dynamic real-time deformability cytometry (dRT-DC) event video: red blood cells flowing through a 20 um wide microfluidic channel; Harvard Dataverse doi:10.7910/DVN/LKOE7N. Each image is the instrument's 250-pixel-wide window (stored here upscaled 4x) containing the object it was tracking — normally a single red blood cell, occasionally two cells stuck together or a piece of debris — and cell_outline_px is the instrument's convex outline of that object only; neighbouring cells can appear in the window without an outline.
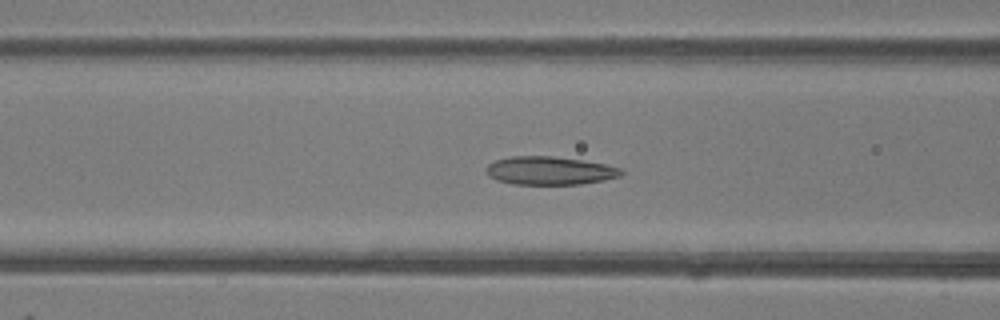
{"species": "common noctule bat (a hibernating species)", "species_latin": "Nyctalus noctula", "temperature_condition": "room temperature", "stored_images_in_passage": 50, "camera_frame_rate_fps": 3000, "um_per_image_px": 0.085, "animal": {"sex": "female"}, "frame": {"image": 1, "passage_image": 20, "time_ms": 6.333, "image_size_px": [1000, 320], "cell_outline_px": [[624, 172], [620, 176], [604, 180], [580, 184], [512, 184], [496, 180], [488, 176], [488, 164], [496, 160], [508, 156], [552, 156], [580, 160], [604, 164], [624, 168]], "centroid_in_image_um": [46.74, 14.5], "position_along_channel_um": 119.9, "area_um2": 22.2}}
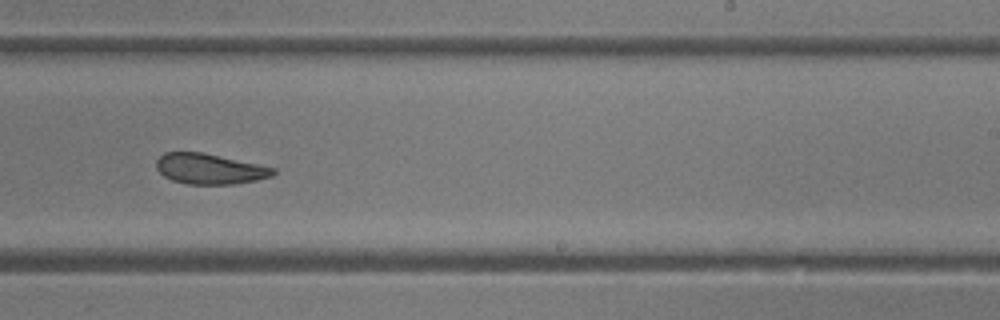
{"frame": {"image": 2, "passage_image": 31, "time_ms": 10.0, "image_size_px": [1000, 320], "cell_outline_px": [[276, 172], [272, 176], [256, 180], [236, 184], [188, 184], [172, 180], [164, 176], [156, 168], [156, 160], [164, 152], [204, 152], [276, 168]], "centroid_in_image_um": [17.82, 14.35], "position_along_channel_um": 271.2, "area_um2": 20.81}}
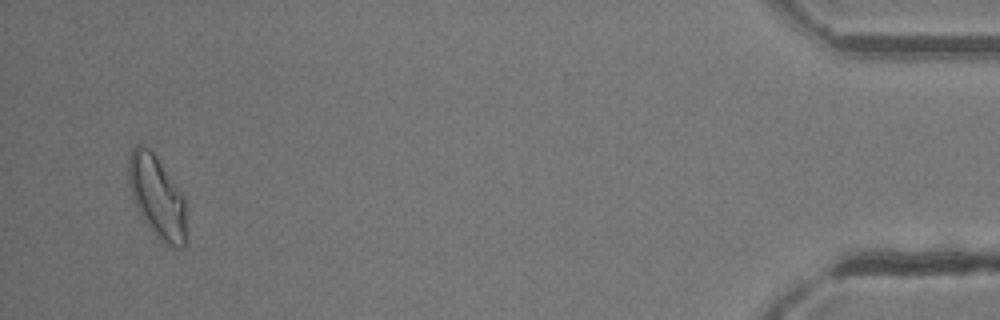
{"frame": {"image": 3, "passage_image": 48, "time_ms": 15.667, "image_size_px": [1000, 320], "cell_outline_px": [[188, 232], [184, 248], [176, 248], [168, 244], [156, 236], [144, 220], [132, 200], [128, 184], [128, 160], [132, 148], [136, 144], [144, 144], [156, 156], [184, 196]], "centroid_in_image_um": [13.36, 16.74], "position_along_channel_um": 421.8, "area_um2": 28.03}, "authors_computed_cell_mechanics": {"area_um2": 23.3223, "velocity_mm_per_s": 4.1363, "shape_relaxation_time_tau1_ms": 6.6314, "shape_relaxation_time_tau2_ms": 2.432, "deformation_change_tau1": 0.1505, "deformation_change_tau2": 0.089}}